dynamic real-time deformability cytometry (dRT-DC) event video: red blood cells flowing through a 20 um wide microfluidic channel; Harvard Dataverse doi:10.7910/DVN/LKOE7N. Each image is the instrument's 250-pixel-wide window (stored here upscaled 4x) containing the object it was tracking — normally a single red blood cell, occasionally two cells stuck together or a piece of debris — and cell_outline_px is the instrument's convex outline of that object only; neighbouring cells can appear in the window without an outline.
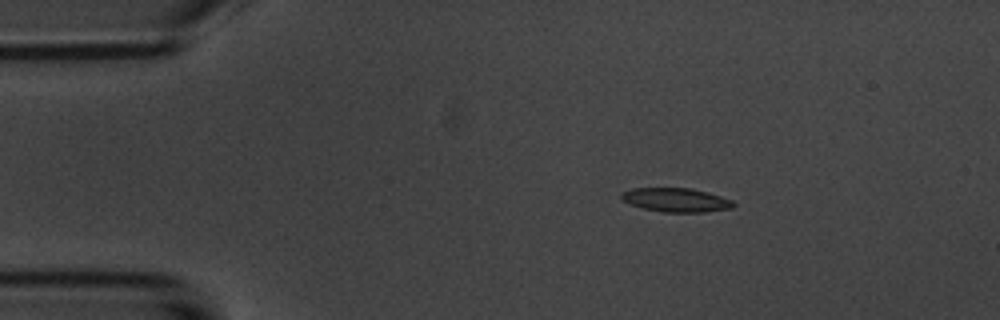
{"species": "common noctule bat (a hibernating species)", "species_latin": "Nyctalus noctula", "temperature_condition": "room temperature", "stored_images_in_passage": 4, "camera_frame_rate_fps": 3000, "um_per_image_px": 0.085, "animal": {"sex": "male", "body_mass_g": 20.1, "forearm_length_mm": 53.5}, "frame": {"image": 1, "passage_image": 2, "time_ms": 1.0, "image_size_px": [1000, 320], "cell_outline_px": [[736, 204], [732, 208], [704, 212], [664, 212], [644, 208], [628, 204], [620, 200], [620, 192], [632, 188], [692, 188], [708, 192], [732, 200]], "centroid_in_image_um": [57.42, 16.99], "position_along_channel_um": 27.6, "area_um2": 15.78}}
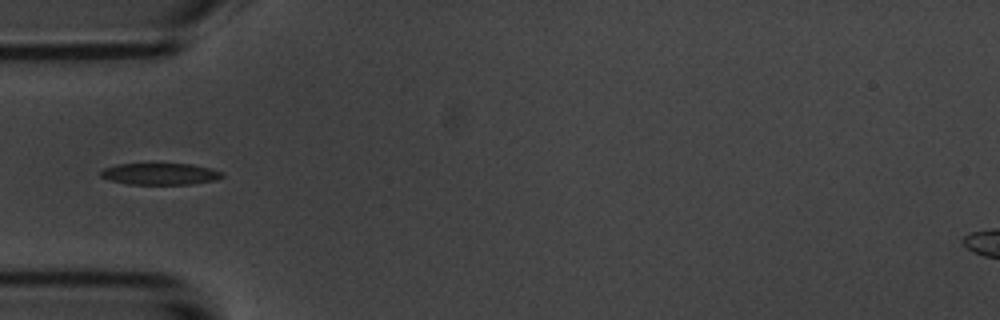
{"frame": {"image": 2, "passage_image": 4, "time_ms": 3.667, "image_size_px": [1000, 320], "cell_outline_px": [[224, 176], [216, 180], [192, 184], [128, 184], [108, 180], [100, 176], [100, 172], [104, 168], [120, 164], [192, 164], [212, 168], [224, 172]], "centroid_in_image_um": [13.65, 14.78], "position_along_channel_um": 71.3, "area_um2": 15.37}}